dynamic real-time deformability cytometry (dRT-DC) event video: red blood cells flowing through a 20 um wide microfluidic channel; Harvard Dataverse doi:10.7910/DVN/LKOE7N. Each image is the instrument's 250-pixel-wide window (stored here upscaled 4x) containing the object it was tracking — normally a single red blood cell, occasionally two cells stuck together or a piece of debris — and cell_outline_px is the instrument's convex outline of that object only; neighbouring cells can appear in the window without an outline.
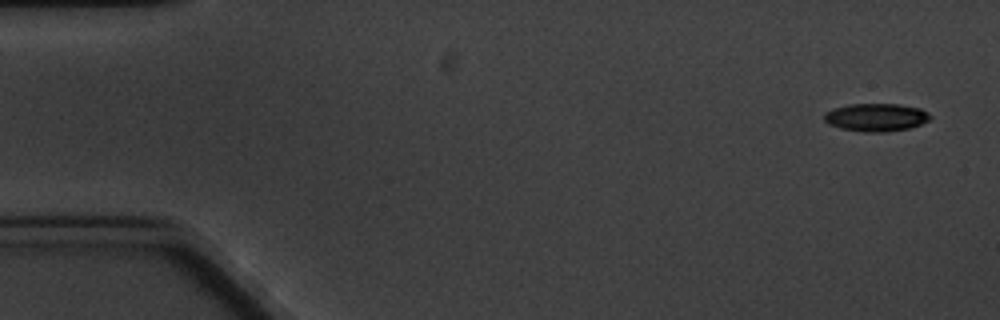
{"species": "common noctule bat (a hibernating species)", "species_latin": "Nyctalus noctula", "temperature_condition": "cold", "stored_images_in_passage": 5, "camera_frame_rate_fps": 3000, "um_per_image_px": 0.085, "animal": {"sex": "male", "body_mass_g": 20.1, "forearm_length_mm": 53.5}, "frame": {"image": 1, "passage_image": 1, "time_ms": 0.0, "image_size_px": [1000, 320], "cell_outline_px": [[932, 116], [928, 120], [920, 124], [908, 128], [884, 132], [868, 132], [840, 128], [828, 124], [824, 120], [824, 112], [832, 108], [848, 104], [900, 104], [920, 108], [928, 112]], "centroid_in_image_um": [74.44, 9.96], "position_along_channel_um": 10.6, "area_um2": 17.28}}
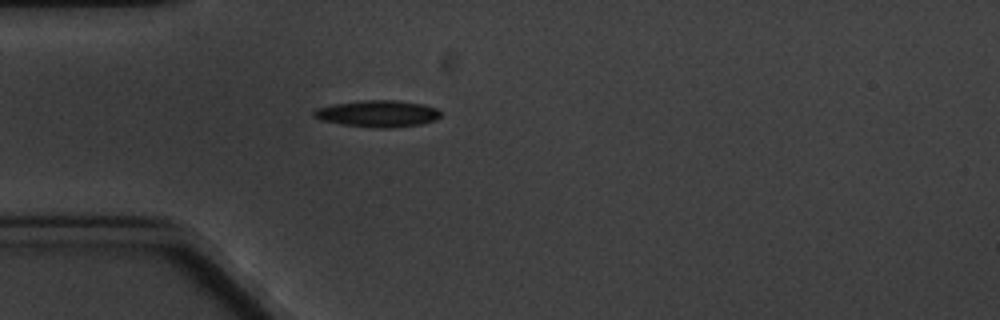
{"frame": {"image": 2, "passage_image": 5, "time_ms": 4.667, "image_size_px": [1000, 320], "cell_outline_px": [[440, 116], [436, 120], [420, 124], [392, 128], [376, 128], [344, 124], [320, 120], [312, 116], [312, 112], [316, 108], [332, 104], [360, 100], [396, 100], [424, 104], [436, 108], [440, 112]], "centroid_in_image_um": [32.09, 9.65], "position_along_channel_um": 52.9, "area_um2": 19.83}}